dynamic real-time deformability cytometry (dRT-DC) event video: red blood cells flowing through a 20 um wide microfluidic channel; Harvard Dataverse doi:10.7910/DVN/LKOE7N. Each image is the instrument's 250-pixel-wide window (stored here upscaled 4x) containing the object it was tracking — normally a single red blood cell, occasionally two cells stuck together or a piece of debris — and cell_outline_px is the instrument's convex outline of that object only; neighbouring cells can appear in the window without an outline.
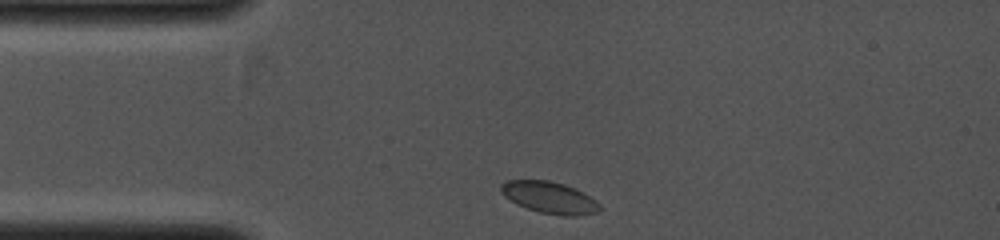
{"species": "common noctule bat (a hibernating species)", "species_latin": "Nyctalus noctula", "temperature_condition": "cold", "stored_images_in_passage": 29, "camera_frame_rate_fps": 4000, "um_per_image_px": 0.085, "animal": {"sex": "female", "body_mass_g": 19.0, "forearm_length_mm": 53.3}, "frame": {"image": 1, "passage_image": 1, "time_ms": 0.0, "image_size_px": [1000, 240], "cell_outline_px": [[600, 212], [576, 216], [564, 216], [540, 212], [516, 204], [504, 196], [500, 192], [500, 184], [508, 180], [548, 180], [564, 184], [576, 188], [596, 200], [600, 204]], "centroid_in_image_um": [46.72, 16.79], "position_along_channel_um": 38.3, "area_um2": 18.38}}
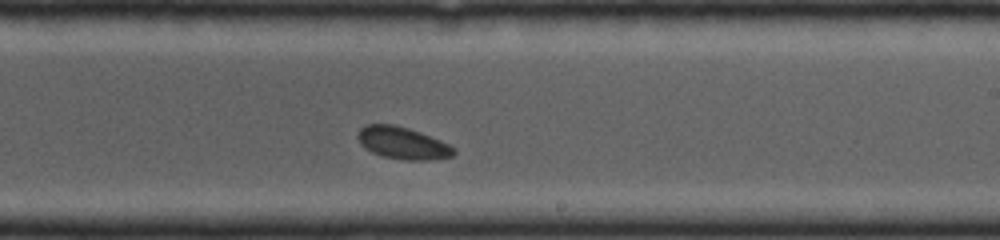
{"frame": {"image": 2, "passage_image": 17, "time_ms": 4.0, "image_size_px": [1000, 240], "cell_outline_px": [[456, 152], [452, 156], [428, 160], [404, 160], [384, 156], [372, 152], [360, 144], [356, 136], [360, 128], [364, 124], [392, 124], [408, 128], [420, 132], [440, 140], [456, 148]], "centroid_in_image_um": [34.21, 12.15], "position_along_channel_um": 254.8, "area_um2": 17.98}}
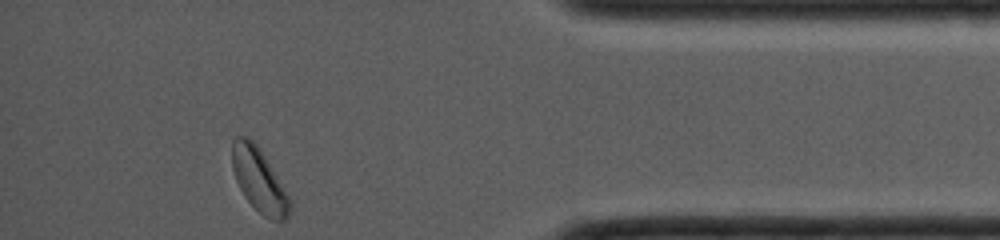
{"frame": {"image": 3, "passage_image": 29, "time_ms": 7.0, "image_size_px": [1000, 240], "cell_outline_px": [[292, 208], [288, 216], [284, 220], [272, 220], [264, 216], [244, 196], [236, 180], [232, 168], [232, 140], [236, 136], [248, 136], [256, 144], [264, 156], [292, 200]], "centroid_in_image_um": [22.03, 15.31], "position_along_channel_um": 413.2, "area_um2": 21.21}}